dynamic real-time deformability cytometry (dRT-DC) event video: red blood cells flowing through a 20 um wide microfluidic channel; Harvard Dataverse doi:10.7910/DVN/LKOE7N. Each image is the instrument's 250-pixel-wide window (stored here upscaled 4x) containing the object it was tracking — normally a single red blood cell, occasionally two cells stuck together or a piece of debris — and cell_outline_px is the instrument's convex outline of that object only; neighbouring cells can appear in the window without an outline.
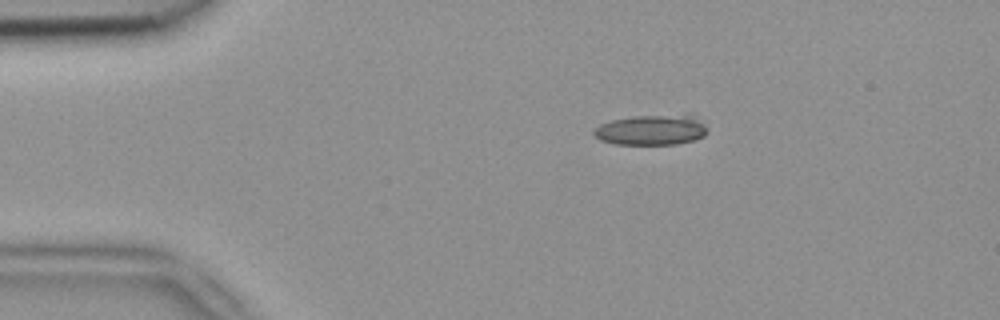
{"species": "common noctule bat (a hibernating species)", "species_latin": "Nyctalus noctula", "temperature_condition": "room temperature", "stored_images_in_passage": 31, "camera_frame_rate_fps": 3000, "um_per_image_px": 0.085, "animal": {"sex": "female", "body_mass_g": 18.4}, "frame": {"image": 1, "passage_image": 8, "time_ms": 2.333, "image_size_px": [1000, 320], "cell_outline_px": [[708, 132], [704, 136], [692, 140], [676, 144], [616, 144], [600, 140], [592, 132], [600, 124], [612, 120], [636, 116], [688, 116], [704, 124]], "centroid_in_image_um": [55.32, 11.07], "position_along_channel_um": 29.7, "area_um2": 19.36}}